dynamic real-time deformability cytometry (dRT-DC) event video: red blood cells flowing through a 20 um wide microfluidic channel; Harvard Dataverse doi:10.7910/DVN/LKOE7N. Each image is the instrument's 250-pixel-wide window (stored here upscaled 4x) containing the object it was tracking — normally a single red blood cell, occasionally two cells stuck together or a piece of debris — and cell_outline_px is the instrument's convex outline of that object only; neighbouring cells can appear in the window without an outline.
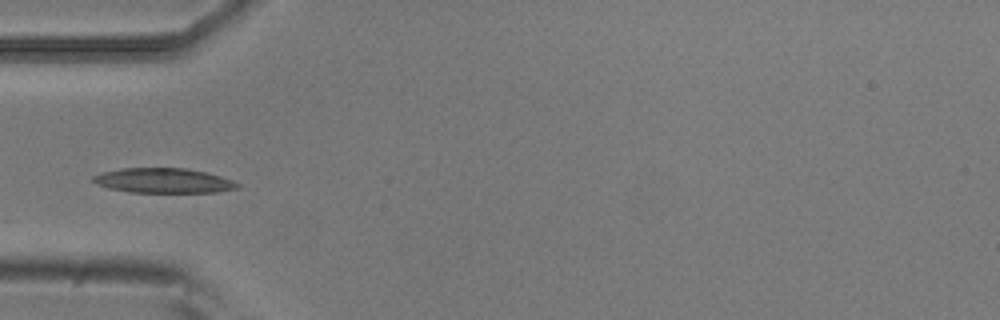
{"species": "common noctule bat (a hibernating species)", "species_latin": "Nyctalus noctula", "temperature_condition": "room temperature", "stored_images_in_passage": 1, "camera_frame_rate_fps": 3000, "um_per_image_px": 0.085, "animal": {"sex": "male", "body_mass_g": 20.5, "forearm_length_mm": 52.5}, "frame": {"image": 1, "passage_image": 1, "time_ms": 0.0, "image_size_px": [1000, 320], "cell_outline_px": [[240, 184], [236, 188], [216, 192], [128, 192], [108, 188], [96, 184], [92, 180], [92, 176], [100, 172], [120, 168], [184, 168], [204, 172], [220, 176], [232, 180]], "centroid_in_image_um": [13.82, 15.35], "position_along_channel_um": 71.2, "area_um2": 20.81}}